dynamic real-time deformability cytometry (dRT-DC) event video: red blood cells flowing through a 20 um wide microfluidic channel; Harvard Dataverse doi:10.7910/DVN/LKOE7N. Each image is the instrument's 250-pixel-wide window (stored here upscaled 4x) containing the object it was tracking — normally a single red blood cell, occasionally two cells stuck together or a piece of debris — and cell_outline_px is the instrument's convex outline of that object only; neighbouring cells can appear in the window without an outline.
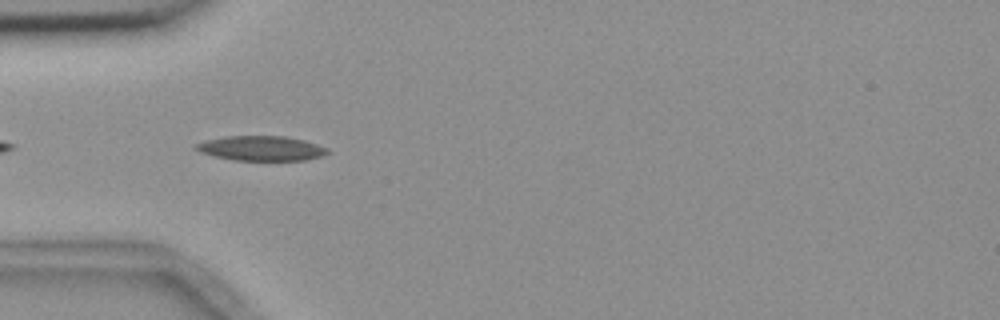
{"species": "common noctule bat (a hibernating species)", "species_latin": "Nyctalus noctula", "temperature_condition": "room temperature", "stored_images_in_passage": 8, "camera_frame_rate_fps": 3000, "um_per_image_px": 0.085, "animal": {"sex": "female", "body_mass_g": 18.4}, "frame": {"image": 1, "passage_image": 6, "time_ms": 5.333, "image_size_px": [1000, 320], "cell_outline_px": [[332, 152], [324, 156], [304, 160], [236, 160], [212, 156], [200, 152], [192, 148], [192, 144], [204, 140], [224, 136], [288, 136], [304, 140], [328, 148]], "centroid_in_image_um": [22.17, 12.6], "position_along_channel_um": 62.8, "area_um2": 19.36}}
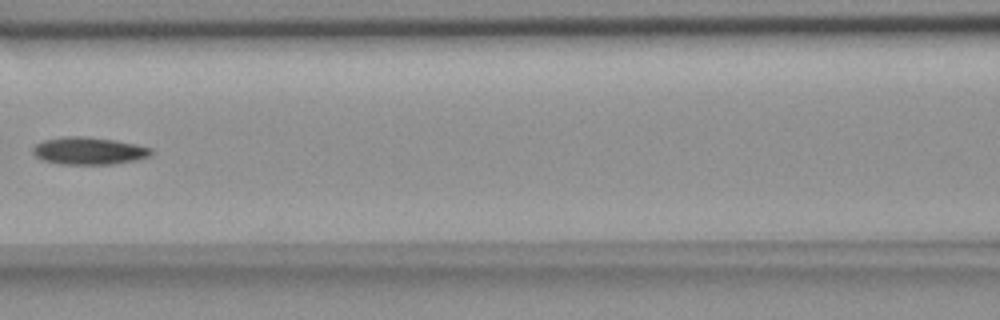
{"frame": {"image": 2, "passage_image": 8, "time_ms": 8.0, "image_size_px": [1000, 320], "cell_outline_px": [[152, 152], [148, 156], [132, 160], [112, 164], [60, 164], [44, 160], [36, 156], [32, 152], [32, 148], [36, 144], [44, 140], [64, 136], [88, 136], [116, 140], [136, 144], [152, 148]], "centroid_in_image_um": [7.52, 12.8], "position_along_channel_um": 159.1, "area_um2": 18.79}}